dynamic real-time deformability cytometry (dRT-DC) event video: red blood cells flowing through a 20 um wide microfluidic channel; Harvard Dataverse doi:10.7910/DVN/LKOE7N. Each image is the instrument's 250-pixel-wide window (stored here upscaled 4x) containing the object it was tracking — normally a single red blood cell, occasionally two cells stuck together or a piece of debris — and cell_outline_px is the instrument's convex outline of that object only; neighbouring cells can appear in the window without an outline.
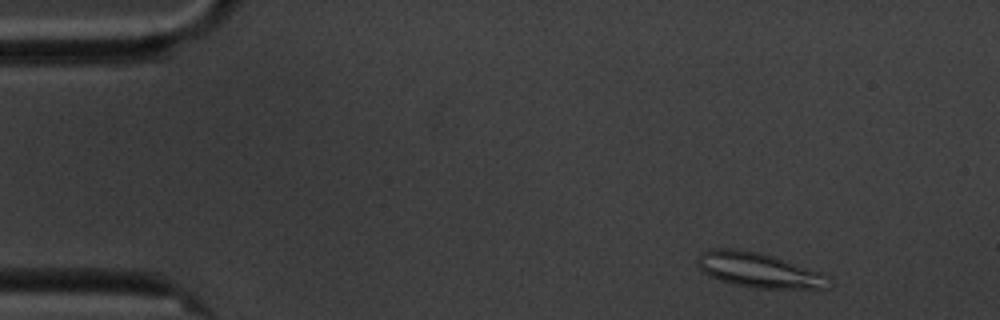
{"species": "common noctule bat (a hibernating species)", "species_latin": "Nyctalus noctula", "temperature_condition": "cold", "stored_images_in_passage": 4, "camera_frame_rate_fps": 3000, "um_per_image_px": 0.085, "animal": {"sex": "male", "body_mass_g": 20.1, "forearm_length_mm": 53.5}, "frame": {"image": 1, "passage_image": 1, "time_ms": 0.0, "image_size_px": [1000, 320], "cell_outline_px": [[836, 284], [820, 288], [752, 288], [732, 284], [708, 276], [696, 264], [696, 260], [700, 252], [712, 248], [736, 248], [760, 252], [820, 272], [828, 276]], "centroid_in_image_um": [64.45, 22.95], "position_along_channel_um": 20.5, "area_um2": 26.82}}
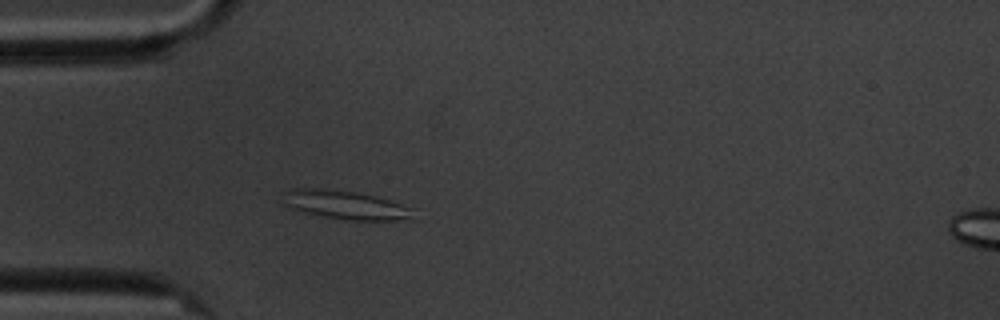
{"frame": {"image": 2, "passage_image": 4, "time_ms": 3.333, "image_size_px": [1000, 320], "cell_outline_px": [[416, 220], [352, 220], [324, 216], [308, 212], [284, 204], [280, 192], [292, 188], [320, 188], [356, 192], [376, 196], [416, 208]], "centroid_in_image_um": [29.47, 17.41], "position_along_channel_um": 55.5, "area_um2": 22.02}}